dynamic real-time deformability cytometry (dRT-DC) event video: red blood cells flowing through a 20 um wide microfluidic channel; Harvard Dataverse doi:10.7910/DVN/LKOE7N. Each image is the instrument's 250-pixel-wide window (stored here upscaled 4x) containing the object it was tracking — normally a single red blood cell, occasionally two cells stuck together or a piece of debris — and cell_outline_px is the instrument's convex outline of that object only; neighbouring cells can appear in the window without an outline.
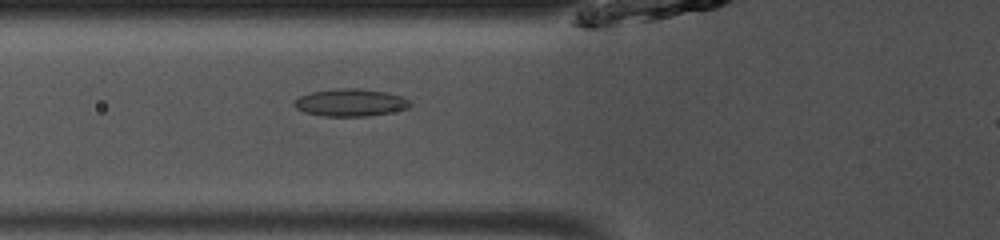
{"species": "common noctule bat (a hibernating species)", "species_latin": "Nyctalus noctula", "temperature_condition": "room temperature", "stored_images_in_passage": 33, "camera_frame_rate_fps": 3000, "um_per_image_px": 0.085, "animal": {"sex": "male", "body_mass_g": 13.0, "forearm_length_mm": 53.1}, "frame": {"image": 1, "passage_image": 6, "time_ms": 1.667, "image_size_px": [1000, 240], "cell_outline_px": [[412, 104], [408, 108], [368, 116], [324, 116], [304, 112], [296, 108], [292, 104], [300, 96], [312, 92], [340, 88], [360, 88], [384, 92], [400, 96], [408, 100]], "centroid_in_image_um": [29.76, 8.72], "position_along_channel_um": 96.0, "area_um2": 18.26}}
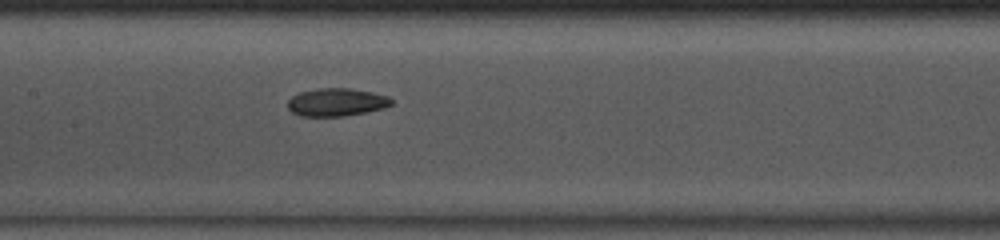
{"frame": {"image": 2, "passage_image": 12, "time_ms": 3.667, "image_size_px": [1000, 240], "cell_outline_px": [[392, 104], [384, 108], [368, 112], [344, 116], [300, 116], [292, 112], [288, 108], [288, 100], [292, 96], [300, 92], [320, 88], [348, 88], [372, 92], [388, 96], [392, 100]], "centroid_in_image_um": [28.61, 8.69], "position_along_channel_um": 178.8, "area_um2": 16.88}}
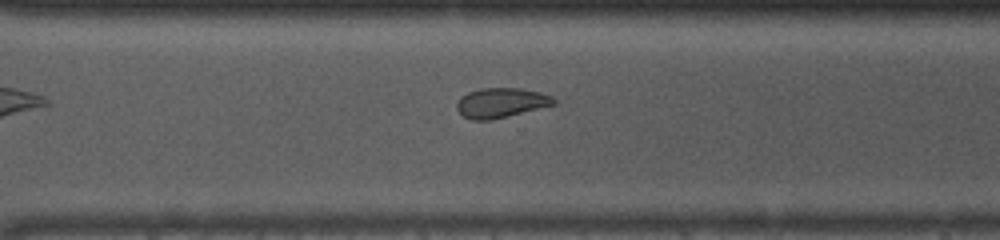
{"frame": {"image": 3, "passage_image": 23, "time_ms": 7.333, "image_size_px": [1000, 240], "cell_outline_px": [[556, 104], [492, 120], [472, 120], [464, 116], [456, 108], [456, 104], [460, 96], [468, 92], [480, 88], [520, 88], [540, 92], [552, 96], [556, 100]], "centroid_in_image_um": [42.58, 8.73], "position_along_channel_um": 328.0, "area_um2": 16.88}}